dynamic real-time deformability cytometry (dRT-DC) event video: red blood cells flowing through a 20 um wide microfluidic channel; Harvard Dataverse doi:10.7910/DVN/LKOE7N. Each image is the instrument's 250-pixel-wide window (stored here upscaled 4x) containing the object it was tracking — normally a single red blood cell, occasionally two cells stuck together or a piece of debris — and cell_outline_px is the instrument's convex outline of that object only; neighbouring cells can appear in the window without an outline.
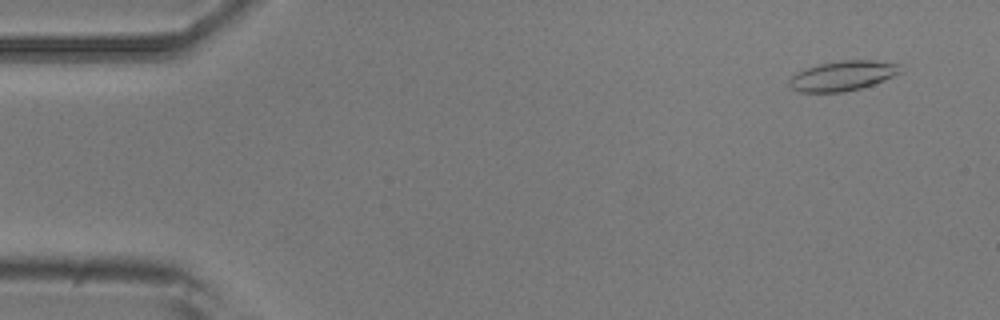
{"species": "common noctule bat (a hibernating species)", "species_latin": "Nyctalus noctula", "temperature_condition": "room temperature", "stored_images_in_passage": 52, "camera_frame_rate_fps": 3000, "um_per_image_px": 0.085, "animal": {"sex": "male", "body_mass_g": 20.5, "forearm_length_mm": 52.5}, "frame": {"image": 1, "passage_image": 4, "time_ms": 1.0, "image_size_px": [1000, 320], "cell_outline_px": [[904, 72], [884, 80], [860, 88], [844, 92], [800, 92], [792, 88], [788, 84], [788, 80], [796, 72], [820, 64], [844, 60], [876, 60], [900, 64]], "centroid_in_image_um": [71.67, 6.44], "position_along_channel_um": 13.3, "area_um2": 19.36}}
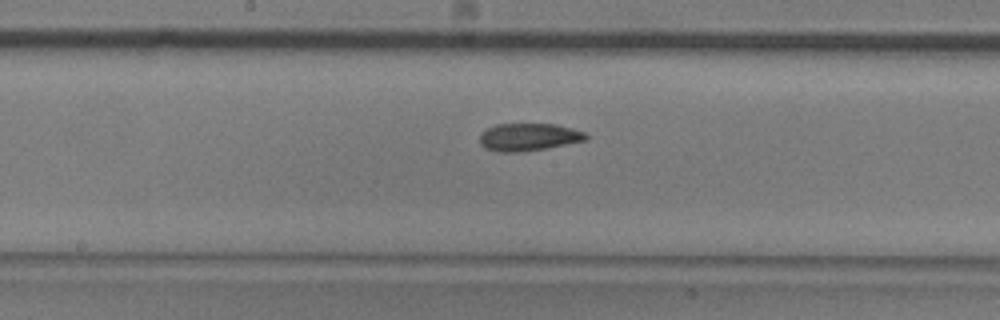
{"frame": {"image": 2, "passage_image": 27, "time_ms": 8.667, "image_size_px": [1000, 320], "cell_outline_px": [[588, 140], [524, 152], [496, 152], [484, 148], [480, 144], [480, 132], [496, 124], [556, 124], [572, 128], [584, 132], [588, 136]], "centroid_in_image_um": [44.91, 11.65], "position_along_channel_um": 203.3, "area_um2": 17.22}}
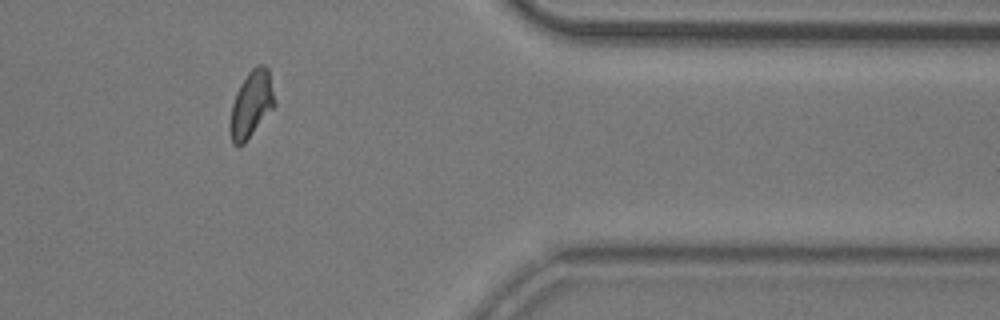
{"frame": {"image": 3, "passage_image": 43, "time_ms": 14.0, "image_size_px": [1000, 320], "cell_outline_px": [[276, 104], [244, 144], [232, 144], [232, 104], [236, 92], [240, 84], [248, 72], [256, 64], [264, 64], [268, 68], [276, 100]], "centroid_in_image_um": [21.41, 8.78], "position_along_channel_um": 390.0, "area_um2": 16.88}, "authors_computed_cell_mechanics": {"area_um2": 17.3978, "velocity_mm_per_s": 3.9064, "shape_relaxation_time_tau1_ms": 6.8763, "shape_relaxation_time_tau2_ms": 2.4074, "deformation_change_tau1": 0.162, "deformation_change_tau2": 0.0785}}